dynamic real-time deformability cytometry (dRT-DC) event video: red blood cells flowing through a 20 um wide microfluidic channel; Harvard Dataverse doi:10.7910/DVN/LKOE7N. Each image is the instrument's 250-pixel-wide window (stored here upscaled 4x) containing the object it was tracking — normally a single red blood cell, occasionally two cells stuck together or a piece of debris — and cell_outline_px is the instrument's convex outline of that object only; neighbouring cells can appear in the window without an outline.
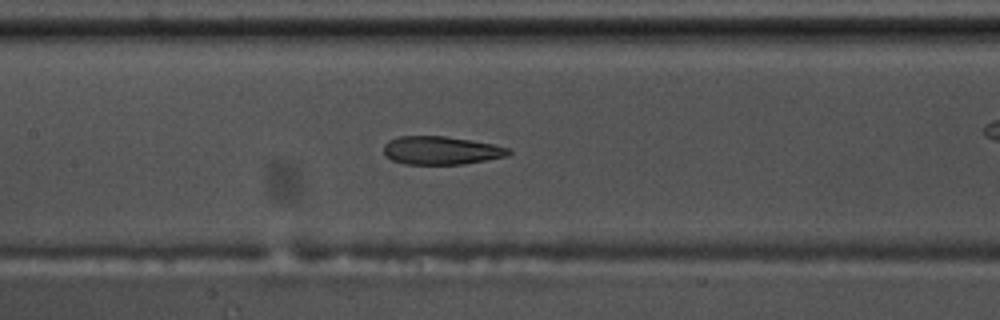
{"species": "common noctule bat (a hibernating species)", "species_latin": "Nyctalus noctula", "temperature_condition": "warm", "stored_images_in_passage": 45, "camera_frame_rate_fps": 3000, "um_per_image_px": 0.085, "animal": {"sex": "male", "body_mass_g": 17.5, "forearm_length_mm": 52.3}, "frame": {"image": 1, "passage_image": 26, "time_ms": 8.333, "image_size_px": [1000, 320], "cell_outline_px": [[512, 152], [508, 156], [464, 164], [404, 164], [392, 160], [384, 152], [384, 144], [388, 140], [400, 136], [444, 136], [492, 144], [512, 148]], "centroid_in_image_um": [37.52, 12.79], "position_along_channel_um": 169.9, "area_um2": 20.52}}
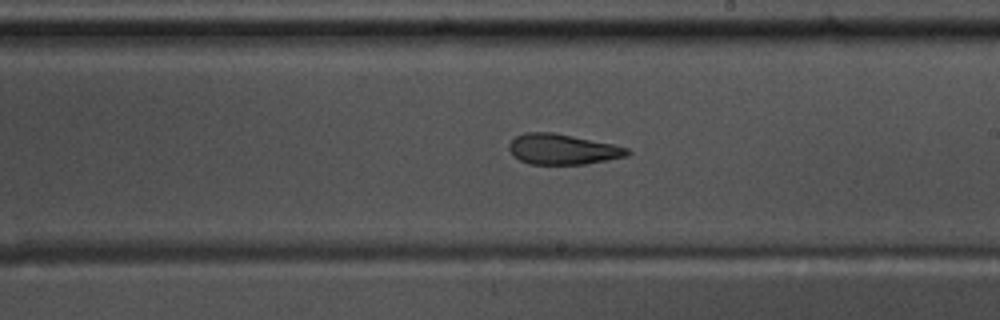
{"frame": {"image": 2, "passage_image": 32, "time_ms": 10.333, "image_size_px": [1000, 320], "cell_outline_px": [[632, 152], [628, 156], [608, 160], [584, 164], [528, 164], [512, 156], [508, 148], [508, 144], [516, 136], [524, 132], [552, 132], [612, 144], [628, 148]], "centroid_in_image_um": [47.8, 12.69], "position_along_channel_um": 241.2, "area_um2": 21.04}}